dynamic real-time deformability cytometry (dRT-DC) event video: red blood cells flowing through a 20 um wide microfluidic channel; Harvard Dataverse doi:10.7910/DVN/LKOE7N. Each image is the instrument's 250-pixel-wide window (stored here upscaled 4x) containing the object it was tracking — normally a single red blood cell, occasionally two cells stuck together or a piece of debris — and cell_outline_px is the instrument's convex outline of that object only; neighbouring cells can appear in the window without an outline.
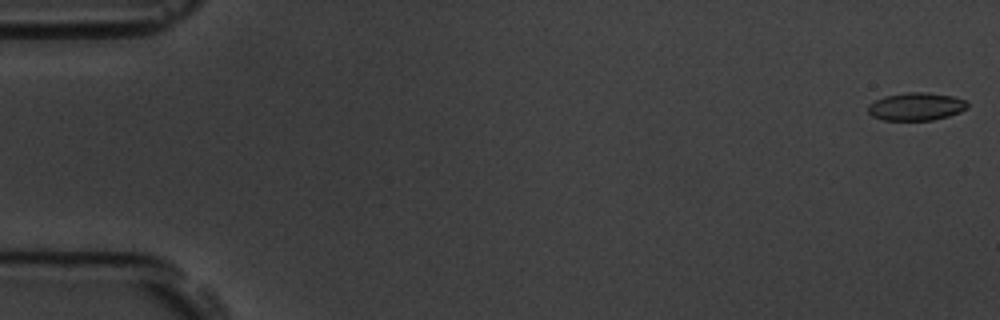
{"species": "common noctule bat (a hibernating species)", "species_latin": "Nyctalus noctula", "temperature_condition": "room temperature", "stored_images_in_passage": 58, "camera_frame_rate_fps": 3000, "um_per_image_px": 0.085, "animal": {"sex": "male", "body_mass_g": 19.5, "forearm_length_mm": 54.6}, "frame": {"image": 1, "passage_image": 1, "time_ms": 0.0, "image_size_px": [1000, 320], "cell_outline_px": [[968, 108], [960, 112], [948, 116], [932, 120], [884, 120], [872, 116], [868, 112], [868, 104], [884, 96], [908, 92], [928, 92], [952, 96], [964, 100], [968, 104]], "centroid_in_image_um": [77.87, 9.05], "position_along_channel_um": 7.1, "area_um2": 16.13}}
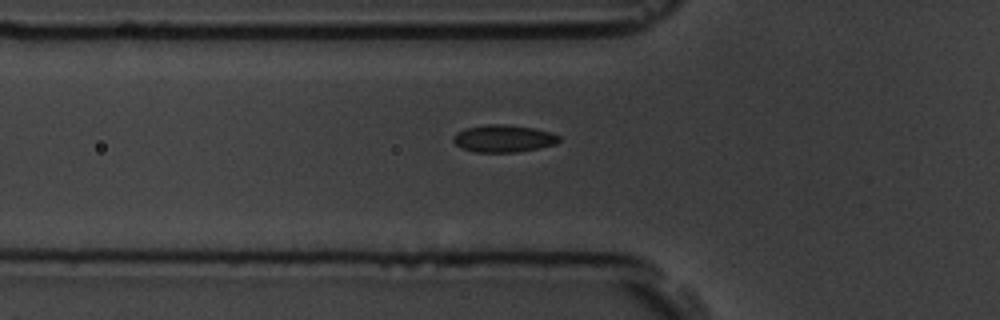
{"frame": {"image": 2, "passage_image": 20, "time_ms": 6.333, "image_size_px": [1000, 320], "cell_outline_px": [[560, 140], [556, 144], [516, 152], [476, 152], [460, 148], [452, 140], [452, 136], [456, 132], [464, 128], [484, 124], [508, 124], [532, 128], [552, 132], [560, 136]], "centroid_in_image_um": [42.76, 11.76], "position_along_channel_um": 83.0, "area_um2": 16.99}}
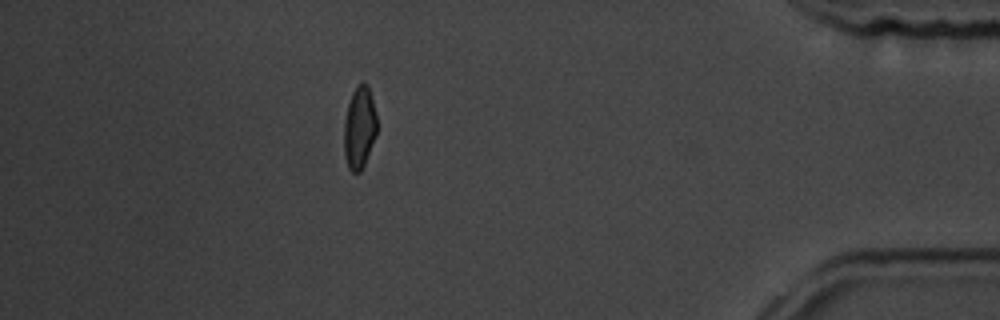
{"frame": {"image": 3, "passage_image": 51, "time_ms": 16.667, "image_size_px": [1000, 320], "cell_outline_px": [[376, 136], [364, 164], [360, 172], [352, 172], [348, 168], [344, 156], [344, 120], [348, 104], [352, 92], [356, 84], [360, 80], [364, 80], [368, 84], [376, 112]], "centroid_in_image_um": [30.54, 10.79], "position_along_channel_um": 404.7, "area_um2": 16.07}, "authors_computed_cell_mechanics": {"area_um2": 16.5019, "velocity_mm_per_s": 3.5645, "shape_relaxation_time_tau1_ms": 6.4695, "shape_relaxation_time_tau2_ms": 1.2319, "deformation_change_tau1": 0.1396, "deformation_change_tau2": 0.0421}}